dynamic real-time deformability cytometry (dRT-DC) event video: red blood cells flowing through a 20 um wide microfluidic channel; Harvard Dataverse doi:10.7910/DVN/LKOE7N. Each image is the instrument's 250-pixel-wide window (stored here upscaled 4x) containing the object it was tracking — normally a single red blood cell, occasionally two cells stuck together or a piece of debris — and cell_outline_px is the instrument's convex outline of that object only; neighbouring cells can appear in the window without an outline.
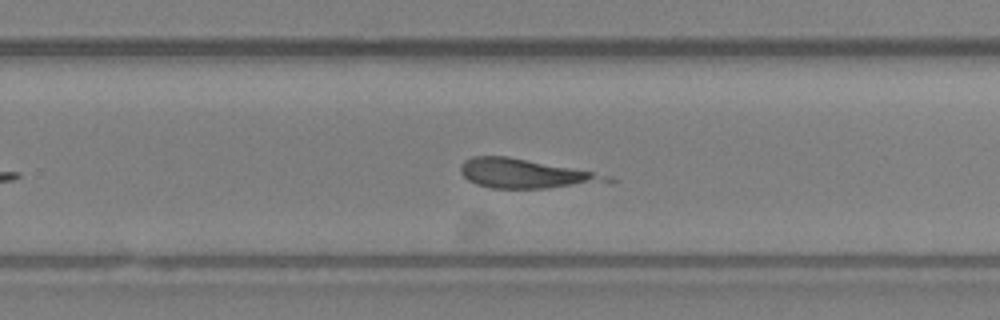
{"species": "Egyptian fruit bat (a non-hibernating species)", "species_latin": "Rousettus aegyptiacus", "temperature_condition": "room temperature", "stored_images_in_passage": 31, "camera_frame_rate_fps": 3000, "um_per_image_px": 0.085, "animal": {"sex": "female"}, "frame": {"image": 1, "passage_image": 18, "time_ms": 5.667, "image_size_px": [1000, 320], "cell_outline_px": [[616, 180], [612, 184], [548, 188], [492, 188], [476, 184], [468, 180], [460, 172], [460, 164], [464, 160], [472, 156], [508, 156], [592, 172]], "centroid_in_image_um": [44.68, 14.77], "position_along_channel_um": 285.1, "area_um2": 25.09}}